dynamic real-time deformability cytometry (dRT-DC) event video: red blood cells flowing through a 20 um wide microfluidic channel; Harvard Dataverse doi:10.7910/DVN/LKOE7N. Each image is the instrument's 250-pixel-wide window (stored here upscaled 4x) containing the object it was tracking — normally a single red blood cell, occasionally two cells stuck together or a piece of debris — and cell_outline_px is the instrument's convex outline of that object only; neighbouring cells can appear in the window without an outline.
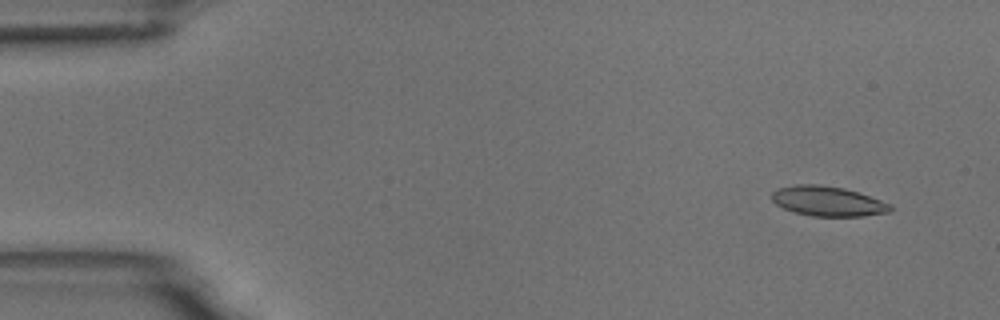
{"species": "common noctule bat (a hibernating species)", "species_latin": "Nyctalus noctula", "temperature_condition": "room temperature", "stored_images_in_passage": 4, "camera_frame_rate_fps": 3000, "um_per_image_px": 0.085, "animal": {"sex": "male", "body_mass_g": 18.8}, "frame": {"image": 1, "passage_image": 1, "time_ms": 0.0, "image_size_px": [1000, 320], "cell_outline_px": [[892, 208], [888, 212], [864, 216], [812, 216], [796, 212], [784, 208], [776, 204], [772, 200], [772, 192], [776, 188], [796, 184], [820, 184], [844, 188], [892, 204]], "centroid_in_image_um": [70.34, 17.09], "position_along_channel_um": 14.7, "area_um2": 20.52}}
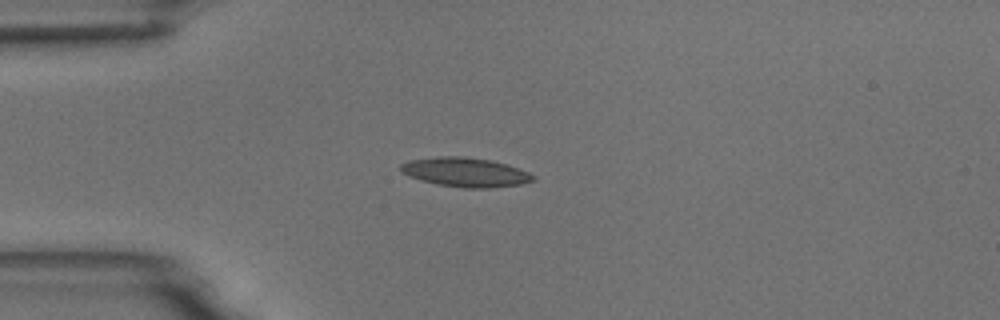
{"frame": {"image": 2, "passage_image": 4, "time_ms": 3.333, "image_size_px": [1000, 320], "cell_outline_px": [[536, 180], [520, 184], [492, 188], [464, 188], [436, 184], [420, 180], [400, 172], [400, 164], [408, 160], [440, 156], [464, 156], [492, 160], [528, 172], [536, 176]], "centroid_in_image_um": [39.53, 14.64], "position_along_channel_um": 45.5, "area_um2": 22.66}}